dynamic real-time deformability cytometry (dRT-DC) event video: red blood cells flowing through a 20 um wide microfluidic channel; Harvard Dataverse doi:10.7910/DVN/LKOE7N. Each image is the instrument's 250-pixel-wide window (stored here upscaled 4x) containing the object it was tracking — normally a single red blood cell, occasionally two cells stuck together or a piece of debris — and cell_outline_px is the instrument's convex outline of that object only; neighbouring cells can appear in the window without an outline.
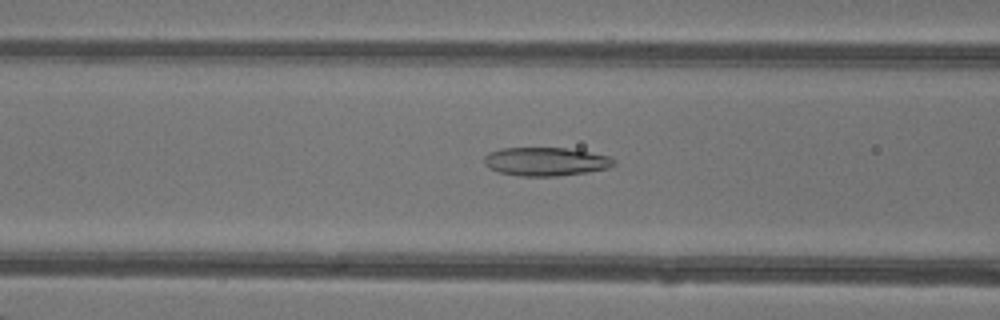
{"species": "common noctule bat (a hibernating species)", "species_latin": "Nyctalus noctula", "temperature_condition": "warm", "stored_images_in_passage": 48, "camera_frame_rate_fps": 3000, "um_per_image_px": 0.085, "animal": {"sex": "female"}, "frame": {"image": 1, "passage_image": 20, "time_ms": 6.333, "image_size_px": [1000, 320], "cell_outline_px": [[616, 164], [608, 168], [588, 172], [556, 176], [520, 176], [500, 172], [488, 168], [484, 164], [484, 156], [488, 152], [500, 148], [564, 148], [588, 152], [608, 156], [616, 160]], "centroid_in_image_um": [46.36, 13.73], "position_along_channel_um": 120.2, "area_um2": 21.56}}
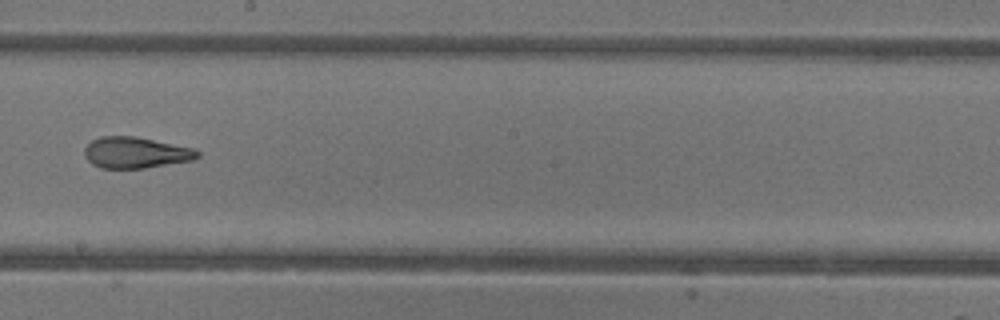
{"frame": {"image": 2, "passage_image": 28, "time_ms": 9.0, "image_size_px": [1000, 320], "cell_outline_px": [[200, 156], [192, 160], [144, 168], [100, 168], [92, 164], [84, 156], [84, 148], [92, 140], [100, 136], [136, 136], [196, 148], [200, 152]], "centroid_in_image_um": [11.54, 12.96], "position_along_channel_um": 236.7, "area_um2": 20.69}}
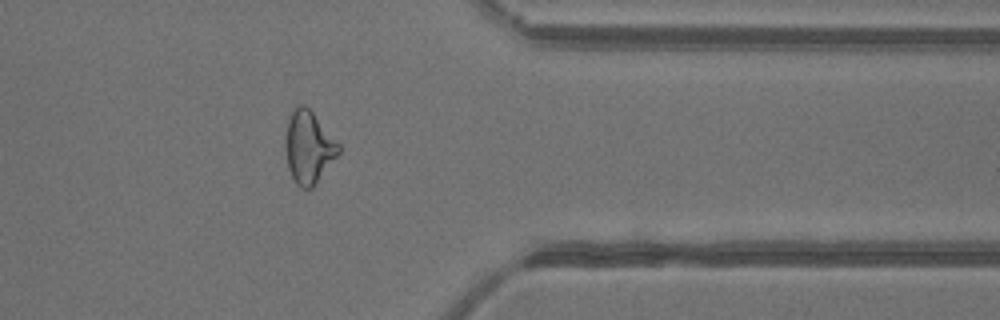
{"frame": {"image": 3, "passage_image": 39, "time_ms": 12.667, "image_size_px": [1000, 320], "cell_outline_px": [[340, 152], [312, 188], [300, 188], [296, 184], [288, 168], [284, 148], [284, 144], [288, 116], [292, 108], [296, 104], [304, 104], [312, 112], [340, 144]], "centroid_in_image_um": [26.2, 12.48], "position_along_channel_um": 385.2, "area_um2": 22.6}, "authors_computed_cell_mechanics": {"area_um2": 23.4668, "velocity_mm_per_s": 4.3714, "shape_relaxation_time_tau1_ms": null, "shape_relaxation_time_tau2_ms": 2.5647, "deformation_change_tau1": null, "deformation_change_tau2": 0.1241}}